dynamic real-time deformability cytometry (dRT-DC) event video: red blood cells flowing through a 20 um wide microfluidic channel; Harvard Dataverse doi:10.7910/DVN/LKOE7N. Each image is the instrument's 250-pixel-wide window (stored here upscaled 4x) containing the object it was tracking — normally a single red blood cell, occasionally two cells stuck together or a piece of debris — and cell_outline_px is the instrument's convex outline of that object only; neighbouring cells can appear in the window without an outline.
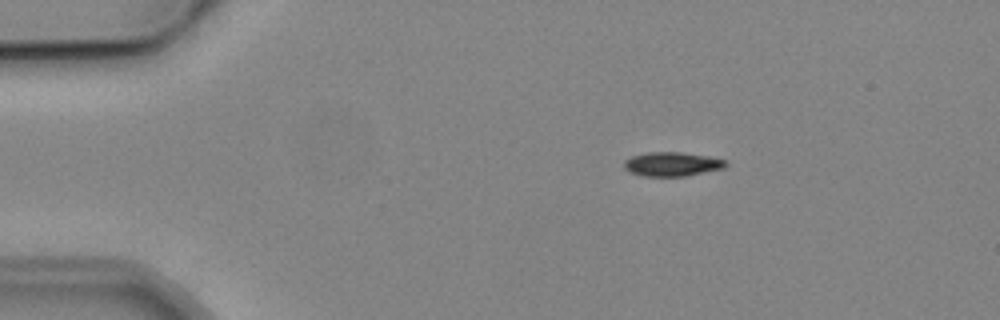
{"species": "common noctule bat (a hibernating species)", "species_latin": "Nyctalus noctula", "temperature_condition": "cold", "stored_images_in_passage": 3, "camera_frame_rate_fps": 3000, "um_per_image_px": 0.085, "animal": {"sex": "male", "body_mass_g": 19.2, "forearm_length_mm": 51.8}, "frame": {"image": 1, "passage_image": 1, "time_ms": 0.0, "image_size_px": [1000, 320], "cell_outline_px": [[728, 164], [724, 168], [684, 176], [644, 176], [632, 172], [624, 168], [624, 160], [632, 156], [648, 152], [680, 152], [708, 156], [724, 160]], "centroid_in_image_um": [57.12, 13.94], "position_along_channel_um": 27.9, "area_um2": 14.1}}
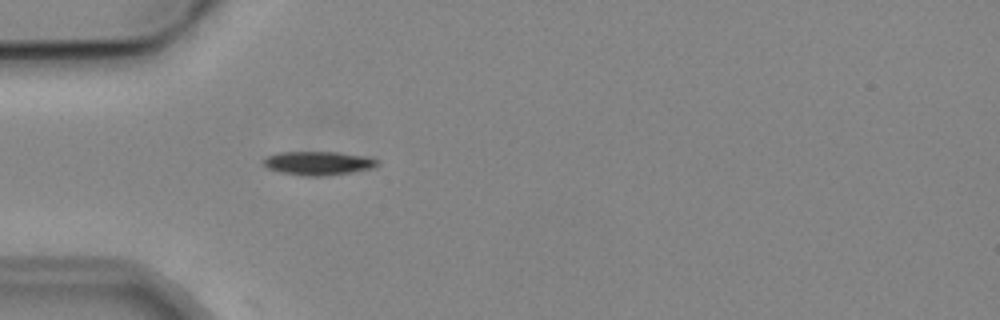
{"frame": {"image": 2, "passage_image": 3, "time_ms": 2.333, "image_size_px": [1000, 320], "cell_outline_px": [[380, 164], [372, 168], [348, 172], [320, 176], [308, 176], [280, 172], [268, 168], [264, 164], [264, 160], [268, 156], [280, 152], [336, 152], [364, 156], [380, 160]], "centroid_in_image_um": [27.07, 13.86], "position_along_channel_um": 57.9, "area_um2": 15.43}}